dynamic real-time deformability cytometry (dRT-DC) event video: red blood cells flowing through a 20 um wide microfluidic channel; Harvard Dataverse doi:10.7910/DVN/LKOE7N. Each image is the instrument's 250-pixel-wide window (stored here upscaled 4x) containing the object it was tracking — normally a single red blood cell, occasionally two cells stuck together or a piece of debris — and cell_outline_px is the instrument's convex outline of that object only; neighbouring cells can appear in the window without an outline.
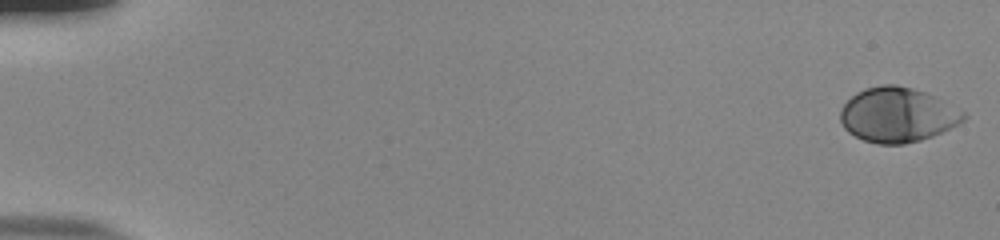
{"species": "human", "species_latin": "Homo sapiens", "temperature_condition": "room temperature", "stored_images_in_passage": 54, "camera_frame_rate_fps": 3000, "um_per_image_px": 0.085, "donor": {"sex": "male"}, "frame": {"image": 1, "passage_image": 1, "time_ms": 0.0, "image_size_px": [1000, 240], "cell_outline_px": [[968, 116], [964, 120], [932, 136], [920, 140], [904, 144], [876, 144], [864, 140], [848, 132], [844, 128], [840, 120], [840, 108], [856, 92], [864, 88], [880, 84], [896, 84], [912, 88], [924, 92], [964, 112]], "centroid_in_image_um": [76.22, 9.76], "position_along_channel_um": 8.8, "area_um2": 38.96}}
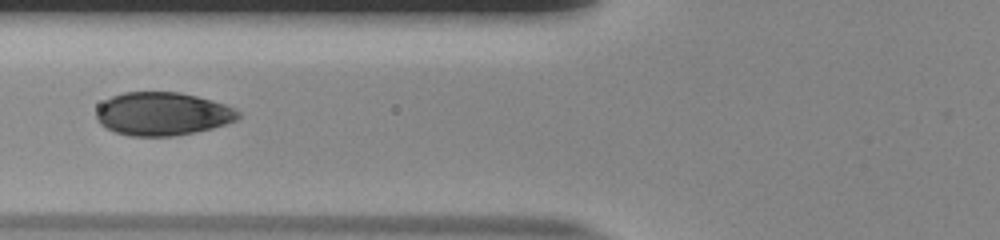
{"frame": {"image": 2, "passage_image": 23, "time_ms": 7.333, "image_size_px": [1000, 240], "cell_outline_px": [[240, 116], [236, 120], [212, 128], [172, 136], [128, 136], [116, 132], [100, 124], [96, 120], [96, 112], [100, 104], [104, 100], [112, 96], [124, 92], [180, 92], [212, 100], [236, 108], [240, 112]], "centroid_in_image_um": [13.8, 9.67], "position_along_channel_um": 112.0, "area_um2": 35.72}}
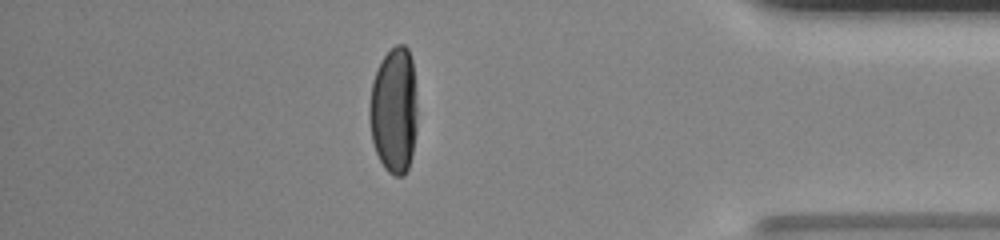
{"frame": {"image": 3, "passage_image": 48, "time_ms": 15.667, "image_size_px": [1000, 240], "cell_outline_px": [[416, 132], [412, 156], [408, 168], [404, 176], [396, 176], [388, 172], [384, 168], [376, 152], [372, 140], [368, 116], [368, 108], [372, 80], [380, 60], [396, 44], [404, 44], [408, 48], [412, 60], [416, 108]], "centroid_in_image_um": [33.47, 9.39], "position_along_channel_um": 401.7, "area_um2": 35.49}, "authors_computed_cell_mechanics": {"area_um2": 37.1943, "velocity_mm_per_s": 3.8283, "shape_relaxation_time_tau1_ms": 3.7317, "shape_relaxation_time_tau2_ms": null, "deformation_change_tau1": 0.183, "deformation_change_tau2": null}}